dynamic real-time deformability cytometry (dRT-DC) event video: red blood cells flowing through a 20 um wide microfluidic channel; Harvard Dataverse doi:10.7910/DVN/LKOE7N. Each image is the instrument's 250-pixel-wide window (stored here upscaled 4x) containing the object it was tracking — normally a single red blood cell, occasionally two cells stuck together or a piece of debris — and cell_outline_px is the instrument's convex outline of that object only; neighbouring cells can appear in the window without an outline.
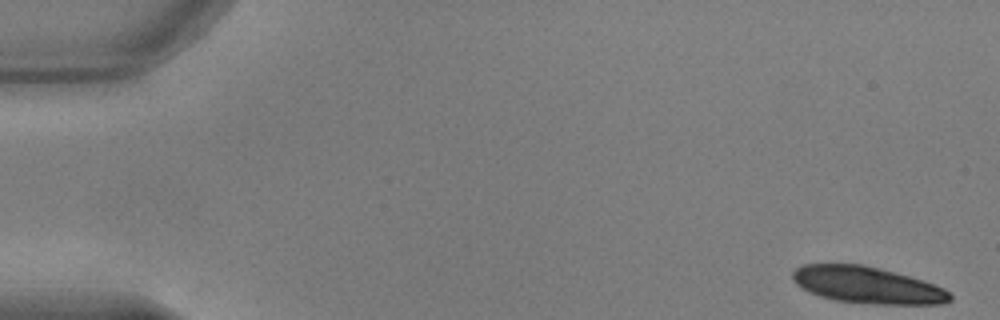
{"species": "common noctule bat (a hibernating species)", "species_latin": "Nyctalus noctula", "temperature_condition": "warm", "stored_images_in_passage": 46, "camera_frame_rate_fps": 3000, "um_per_image_px": 0.085, "animal": {"sex": "male", "body_mass_g": 17.9, "forearm_length_mm": 54.2}, "frame": {"image": 1, "passage_image": 1, "time_ms": 0.0, "image_size_px": [1000, 320], "cell_outline_px": [[952, 300], [944, 304], [872, 304], [836, 300], [820, 296], [808, 292], [796, 284], [792, 280], [792, 272], [796, 268], [804, 264], [864, 264], [880, 268], [908, 276], [944, 288], [952, 296]], "centroid_in_image_um": [73.69, 24.23], "position_along_channel_um": 11.3, "area_um2": 33.58}}
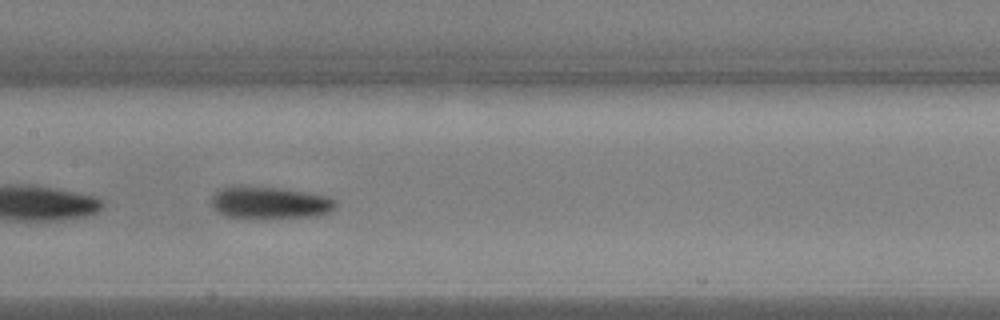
{"frame": {"image": 2, "passage_image": 26, "time_ms": 8.333, "image_size_px": [1000, 320], "cell_outline_px": [[336, 208], [332, 212], [320, 216], [224, 216], [216, 212], [212, 208], [212, 196], [220, 188], [236, 184], [280, 188], [328, 196], [336, 200]], "centroid_in_image_um": [22.92, 17.18], "position_along_channel_um": 184.5, "area_um2": 23.12}}
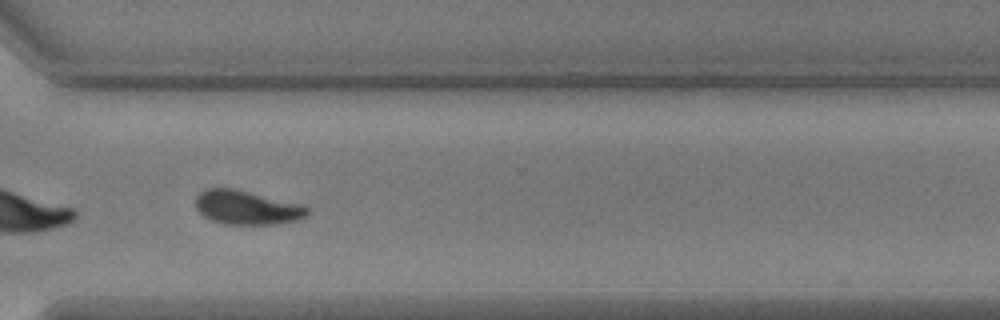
{"frame": {"image": 3, "passage_image": 39, "time_ms": 12.667, "image_size_px": [1000, 320], "cell_outline_px": [[308, 212], [300, 220], [276, 224], [224, 224], [212, 220], [204, 216], [196, 208], [196, 196], [200, 192], [208, 188], [232, 188], [304, 204], [308, 208]], "centroid_in_image_um": [21.0, 17.64], "position_along_channel_um": 349.6, "area_um2": 22.14}, "authors_computed_cell_mechanics": {"area_um2": 23.5246, "velocity_mm_per_s": 3.8173, "shape_relaxation_time_tau1_ms": 3.3092, "shape_relaxation_time_tau2_ms": 1.392, "deformation_change_tau1": 0.1228, "deformation_change_tau2": 0.0581}}